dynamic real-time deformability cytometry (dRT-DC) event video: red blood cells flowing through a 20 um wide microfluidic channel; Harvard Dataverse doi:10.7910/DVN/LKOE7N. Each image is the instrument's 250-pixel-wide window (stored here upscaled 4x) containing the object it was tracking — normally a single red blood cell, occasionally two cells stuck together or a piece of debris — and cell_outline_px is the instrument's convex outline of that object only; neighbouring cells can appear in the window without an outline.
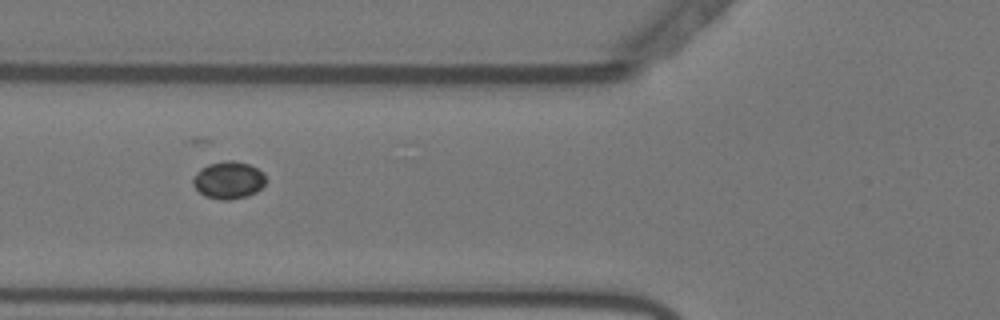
{"species": "Egyptian fruit bat (a non-hibernating species)", "species_latin": "Rousettus aegyptiacus", "temperature_condition": "warm", "stored_images_in_passage": 42, "camera_frame_rate_fps": 3000, "um_per_image_px": 0.085, "animal": {"sex": "female"}, "frame": {"image": 1, "passage_image": 7, "time_ms": 2.0, "image_size_px": [1000, 320], "cell_outline_px": [[264, 184], [256, 192], [248, 196], [228, 200], [220, 200], [204, 196], [192, 184], [192, 180], [196, 172], [200, 168], [208, 164], [224, 160], [232, 160], [248, 164], [264, 172]], "centroid_in_image_um": [19.39, 15.31], "position_along_channel_um": 106.4, "area_um2": 15.9}}
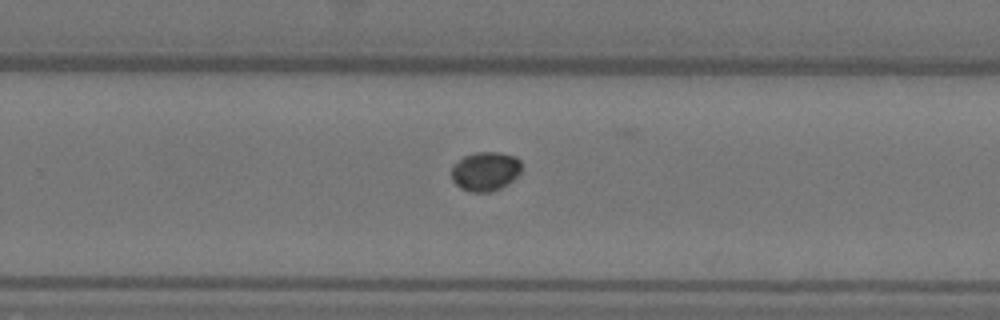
{"frame": {"image": 2, "passage_image": 22, "time_ms": 7.0, "image_size_px": [1000, 320], "cell_outline_px": [[520, 172], [508, 184], [492, 192], [468, 192], [460, 188], [452, 180], [452, 164], [464, 156], [476, 152], [500, 152], [516, 156], [520, 160]], "centroid_in_image_um": [41.24, 14.56], "position_along_channel_um": 288.6, "area_um2": 16.13}}
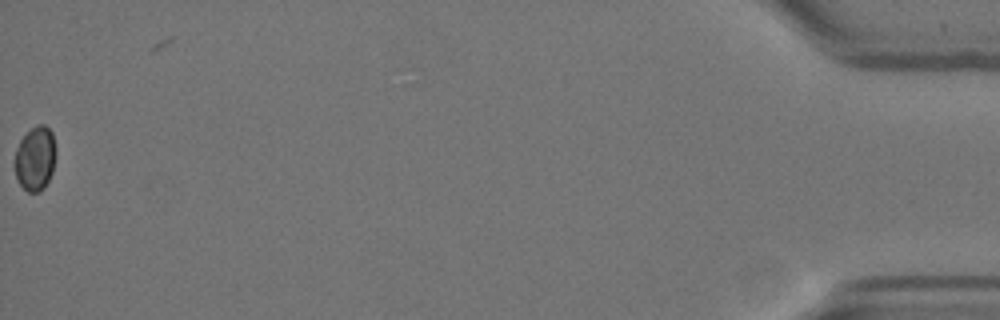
{"frame": {"image": 3, "passage_image": 42, "time_ms": 13.667, "image_size_px": [1000, 320], "cell_outline_px": [[56, 156], [52, 172], [44, 188], [40, 192], [28, 192], [20, 184], [16, 176], [16, 148], [20, 140], [36, 124], [44, 124], [52, 132], [56, 148]], "centroid_in_image_um": [3.03, 13.46], "position_along_channel_um": 432.2, "area_um2": 15.32}}